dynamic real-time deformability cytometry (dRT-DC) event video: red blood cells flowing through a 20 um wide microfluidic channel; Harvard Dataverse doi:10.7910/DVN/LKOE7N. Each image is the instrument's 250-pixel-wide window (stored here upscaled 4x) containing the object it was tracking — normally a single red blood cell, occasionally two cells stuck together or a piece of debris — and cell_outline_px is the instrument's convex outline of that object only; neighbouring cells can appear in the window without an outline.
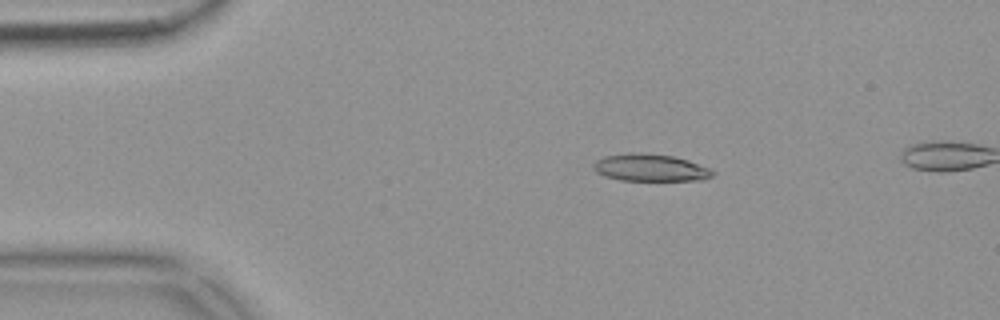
{"species": "common noctule bat (a hibernating species)", "species_latin": "Nyctalus noctula", "temperature_condition": "warm", "stored_images_in_passage": 16, "camera_frame_rate_fps": 3000, "um_per_image_px": 0.085, "animal": {"sex": "female", "body_mass_g": 18.4}, "frame": {"image": 1, "passage_image": 10, "time_ms": 3.0, "image_size_px": [1000, 320], "cell_outline_px": [[716, 172], [712, 176], [704, 180], [620, 180], [604, 176], [596, 172], [592, 168], [592, 164], [596, 160], [604, 156], [628, 152], [644, 152], [672, 156], [688, 160], [712, 168]], "centroid_in_image_um": [55.28, 14.24], "position_along_channel_um": 29.7, "area_um2": 19.25}}